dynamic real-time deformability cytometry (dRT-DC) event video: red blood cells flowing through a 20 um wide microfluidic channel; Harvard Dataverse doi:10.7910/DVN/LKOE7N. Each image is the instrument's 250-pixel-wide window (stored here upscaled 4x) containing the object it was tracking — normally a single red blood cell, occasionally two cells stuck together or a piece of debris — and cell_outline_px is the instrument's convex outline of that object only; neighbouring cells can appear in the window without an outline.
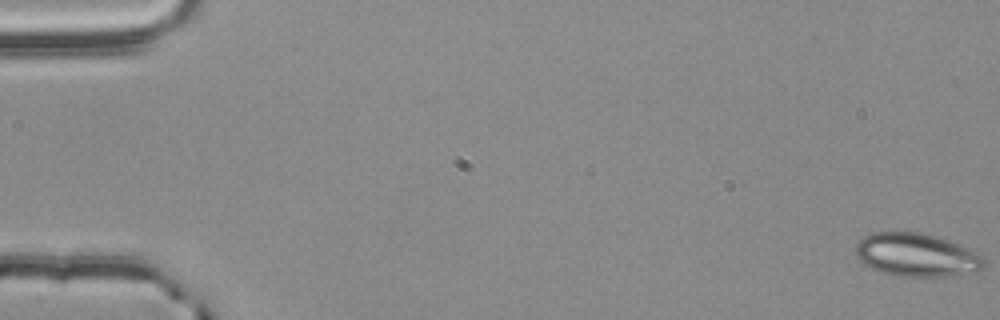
{"species": "common noctule bat (a hibernating species)", "species_latin": "Nyctalus noctula", "temperature_condition": "room temperature", "stored_images_in_passage": 57, "camera_frame_rate_fps": 3000, "um_per_image_px": 0.085, "animal": {"sex": "male", "body_mass_g": 20.4}, "frame": {"image": 1, "passage_image": 1, "time_ms": 0.0, "image_size_px": [1000, 320], "cell_outline_px": [[984, 268], [980, 272], [948, 276], [892, 276], [876, 272], [864, 264], [856, 256], [856, 244], [864, 236], [872, 232], [920, 232], [936, 236], [980, 252], [984, 256]], "centroid_in_image_um": [77.93, 21.69], "position_along_channel_um": 7.1, "area_um2": 32.95}}
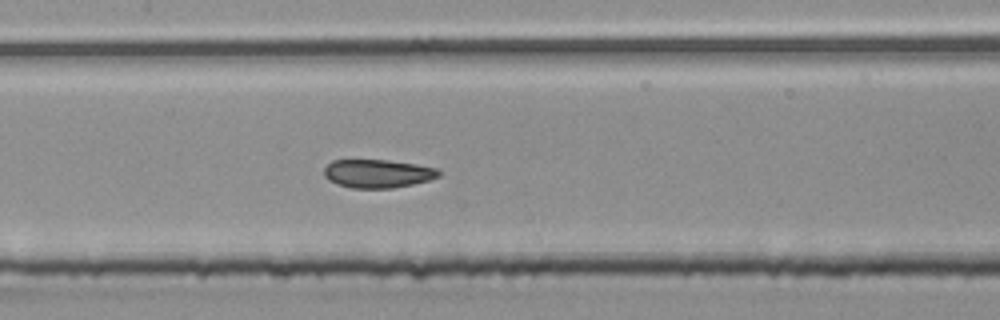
{"frame": {"image": 2, "passage_image": 28, "time_ms": 9.0, "image_size_px": [1000, 320], "cell_outline_px": [[440, 176], [428, 180], [412, 184], [392, 188], [352, 188], [336, 184], [328, 180], [324, 176], [324, 168], [332, 160], [388, 160], [416, 164], [436, 168], [440, 172]], "centroid_in_image_um": [32.07, 14.75], "position_along_channel_um": 175.3, "area_um2": 18.96}}
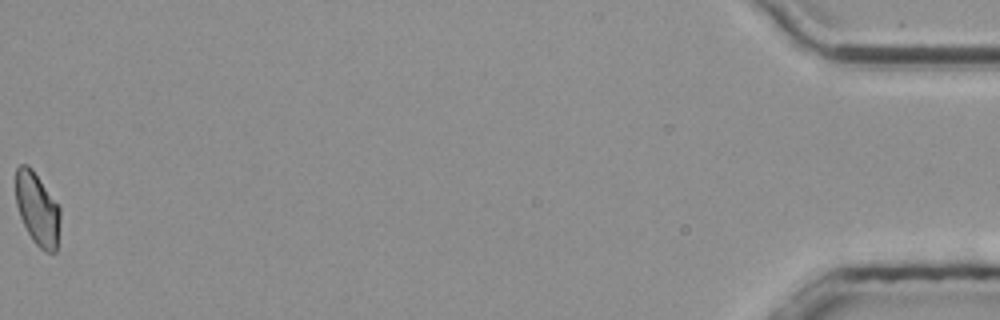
{"frame": {"image": 3, "passage_image": 57, "time_ms": 18.667, "image_size_px": [1000, 320], "cell_outline_px": [[60, 216], [56, 252], [44, 252], [32, 240], [20, 216], [16, 204], [16, 168], [20, 164], [28, 164], [32, 168], [60, 208]], "centroid_in_image_um": [3.16, 17.76], "position_along_channel_um": 432.0, "area_um2": 18.67}, "authors_computed_cell_mechanics": {"area_um2": 19.8832, "velocity_mm_per_s": 3.7673, "shape_relaxation_time_tau1_ms": null, "shape_relaxation_time_tau2_ms": 1.554, "deformation_change_tau1": null, "deformation_change_tau2": 0.0779}}